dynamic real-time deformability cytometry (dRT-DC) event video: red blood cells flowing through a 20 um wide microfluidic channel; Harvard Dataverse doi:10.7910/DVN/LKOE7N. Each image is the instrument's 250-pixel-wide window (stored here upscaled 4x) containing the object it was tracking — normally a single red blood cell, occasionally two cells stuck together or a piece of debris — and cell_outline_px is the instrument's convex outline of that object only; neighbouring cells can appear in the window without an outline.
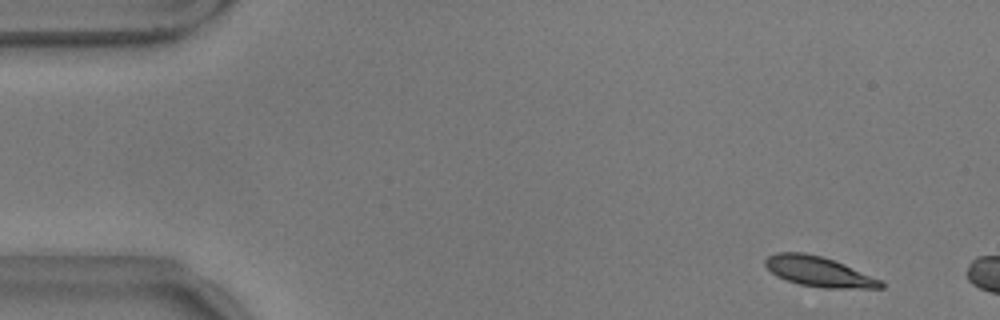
{"species": "common noctule bat (a hibernating species)", "species_latin": "Nyctalus noctula", "temperature_condition": "warm", "stored_images_in_passage": 8, "camera_frame_rate_fps": 3000, "um_per_image_px": 0.085, "animal": {"sex": "male", "body_mass_g": 17.9}, "frame": {"image": 1, "passage_image": 3, "time_ms": 0.667, "image_size_px": [1000, 320], "cell_outline_px": [[884, 288], [824, 288], [800, 284], [776, 276], [764, 264], [764, 260], [768, 256], [776, 252], [804, 252], [820, 256], [844, 264], [884, 280]], "centroid_in_image_um": [69.63, 23.09], "position_along_channel_um": 15.4, "area_um2": 20.23}}